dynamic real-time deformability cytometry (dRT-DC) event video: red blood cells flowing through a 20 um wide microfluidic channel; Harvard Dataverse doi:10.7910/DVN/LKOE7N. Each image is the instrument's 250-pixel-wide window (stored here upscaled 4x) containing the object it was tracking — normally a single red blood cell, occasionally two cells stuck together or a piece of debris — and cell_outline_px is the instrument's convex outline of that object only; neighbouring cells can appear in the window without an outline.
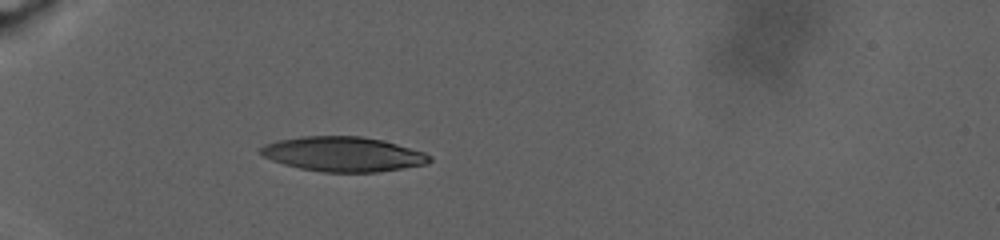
{"species": "human", "species_latin": "Homo sapiens", "temperature_condition": "warm", "stored_images_in_passage": 12, "camera_frame_rate_fps": 3000, "um_per_image_px": 0.085, "donor": {"sex": "male"}, "frame": {"image": 1, "passage_image": 1, "time_ms": 0.0, "image_size_px": [1000, 240], "cell_outline_px": [[432, 160], [428, 164], [376, 172], [324, 172], [300, 168], [284, 164], [272, 160], [264, 156], [260, 152], [260, 148], [264, 144], [276, 140], [300, 136], [360, 136], [384, 140], [424, 152], [432, 156]], "centroid_in_image_um": [29.18, 13.09], "position_along_channel_um": 55.8, "area_um2": 34.28}}
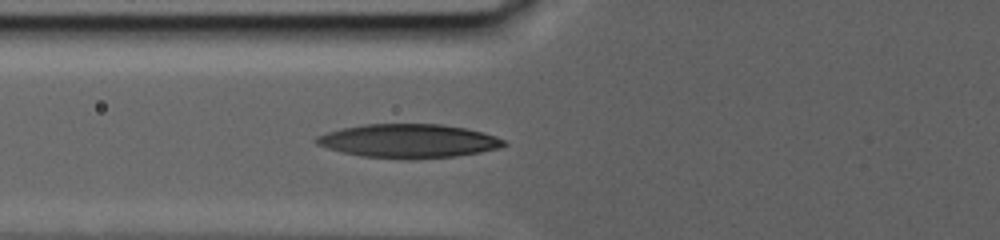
{"frame": {"image": 2, "passage_image": 10, "time_ms": 2.667, "image_size_px": [1000, 240], "cell_outline_px": [[508, 144], [500, 148], [480, 152], [456, 156], [400, 160], [360, 156], [328, 148], [316, 144], [312, 140], [316, 136], [340, 128], [364, 124], [440, 124], [464, 128], [484, 132], [496, 136], [504, 140]], "centroid_in_image_um": [34.71, 11.99], "position_along_channel_um": 91.1, "area_um2": 37.17}}